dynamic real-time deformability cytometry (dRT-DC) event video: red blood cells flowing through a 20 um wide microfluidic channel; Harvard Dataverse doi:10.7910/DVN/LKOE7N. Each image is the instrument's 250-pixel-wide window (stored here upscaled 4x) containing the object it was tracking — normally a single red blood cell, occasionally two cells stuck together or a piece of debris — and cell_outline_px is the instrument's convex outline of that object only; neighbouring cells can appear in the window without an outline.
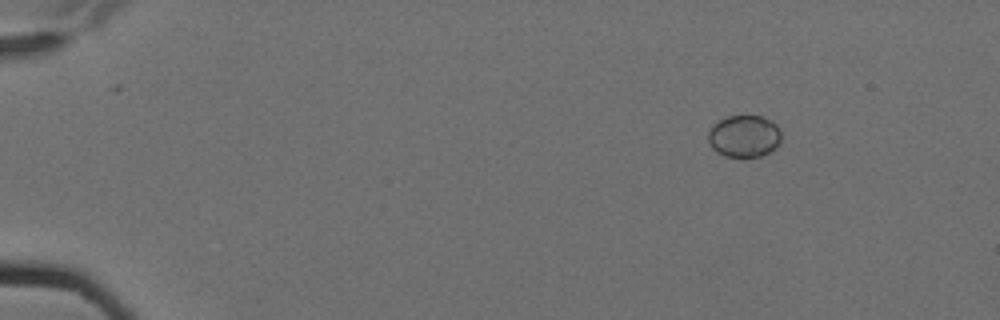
{"species": "Egyptian fruit bat (a non-hibernating species)", "species_latin": "Rousettus aegyptiacus", "temperature_condition": "cold", "stored_images_in_passage": 6, "segment_of_instrument_passage": [1, 2], "camera_frame_rate_fps": 3000, "um_per_image_px": 0.085, "animal": {"sex": "female"}, "frame": {"image": 1, "passage_image": 2, "time_ms": 0.333, "image_size_px": [1000, 320], "cell_outline_px": [[780, 144], [776, 148], [760, 156], [724, 156], [716, 152], [712, 148], [708, 140], [708, 132], [712, 124], [728, 116], [760, 116], [772, 120], [776, 124], [780, 132]], "centroid_in_image_um": [63.24, 11.57], "position_along_channel_um": 21.8, "area_um2": 17.92}}
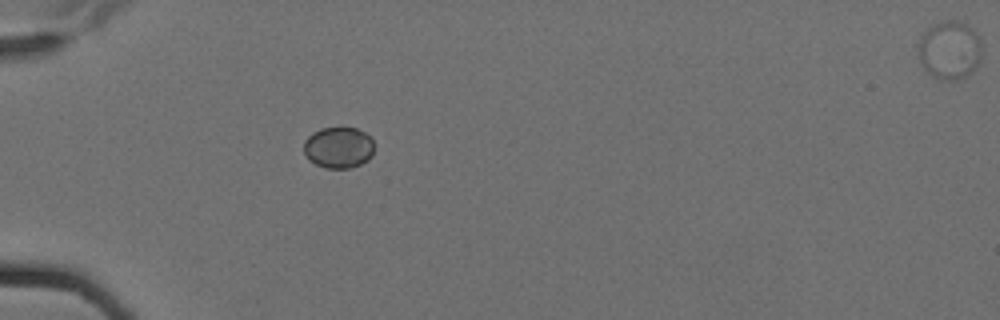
{"frame": {"image": 2, "passage_image": 5, "time_ms": 1.333, "image_size_px": [1000, 320], "cell_outline_px": [[372, 156], [368, 160], [360, 164], [348, 168], [324, 168], [308, 160], [304, 152], [304, 140], [312, 132], [320, 128], [356, 128], [364, 132], [372, 140]], "centroid_in_image_um": [28.74, 12.54], "position_along_channel_um": 56.3, "area_um2": 16.88}}